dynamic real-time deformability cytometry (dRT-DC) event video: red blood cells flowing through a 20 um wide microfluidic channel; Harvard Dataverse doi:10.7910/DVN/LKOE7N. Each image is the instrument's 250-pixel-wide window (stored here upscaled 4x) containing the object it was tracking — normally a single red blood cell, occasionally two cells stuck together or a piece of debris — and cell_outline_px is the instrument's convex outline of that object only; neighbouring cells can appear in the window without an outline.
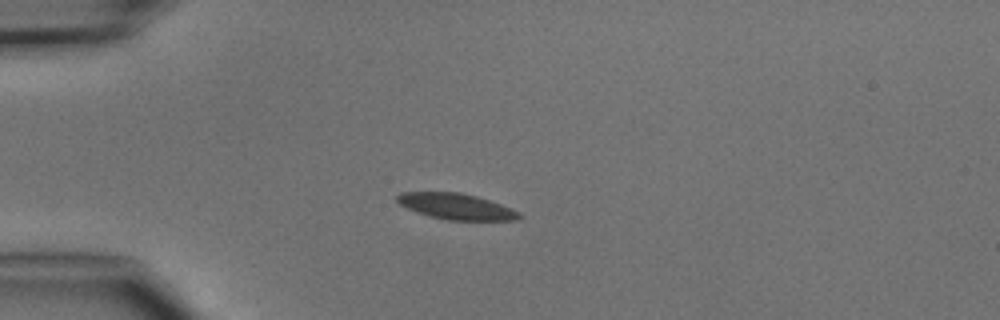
{"species": "common noctule bat (a hibernating species)", "species_latin": "Nyctalus noctula", "temperature_condition": "cold", "stored_images_in_passage": 3, "camera_frame_rate_fps": 3000, "um_per_image_px": 0.085, "animal": {"sex": "male", "body_mass_g": 15.6}, "frame": {"image": 1, "passage_image": 3, "time_ms": 2.333, "image_size_px": [1000, 320], "cell_outline_px": [[524, 216], [516, 220], [448, 220], [416, 212], [400, 204], [396, 200], [396, 196], [400, 192], [460, 192], [476, 196], [500, 204], [520, 212]], "centroid_in_image_um": [38.78, 17.54], "position_along_channel_um": 46.2, "area_um2": 18.32}}